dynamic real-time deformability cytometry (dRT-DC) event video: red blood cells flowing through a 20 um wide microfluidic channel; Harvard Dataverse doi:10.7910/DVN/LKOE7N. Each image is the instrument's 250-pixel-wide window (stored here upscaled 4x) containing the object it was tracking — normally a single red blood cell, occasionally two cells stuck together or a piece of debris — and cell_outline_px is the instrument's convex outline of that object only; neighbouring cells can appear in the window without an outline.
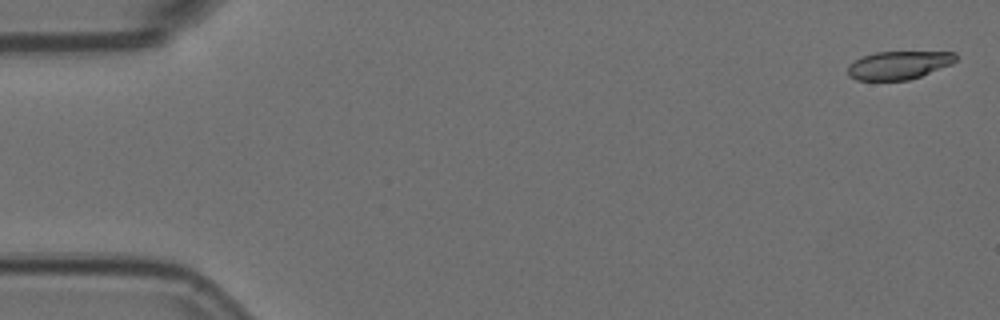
{"species": "Egyptian fruit bat (a non-hibernating species)", "species_latin": "Rousettus aegyptiacus", "temperature_condition": "room temperature", "stored_images_in_passage": 5, "camera_frame_rate_fps": 3000, "um_per_image_px": 0.085, "animal": {"sex": "female"}, "frame": {"image": 1, "passage_image": 1, "time_ms": 0.0, "image_size_px": [1000, 320], "cell_outline_px": [[956, 60], [952, 64], [920, 76], [908, 80], [856, 80], [848, 76], [848, 64], [864, 56], [876, 52], [956, 52]], "centroid_in_image_um": [76.38, 5.54], "position_along_channel_um": 8.6, "area_um2": 17.63}}
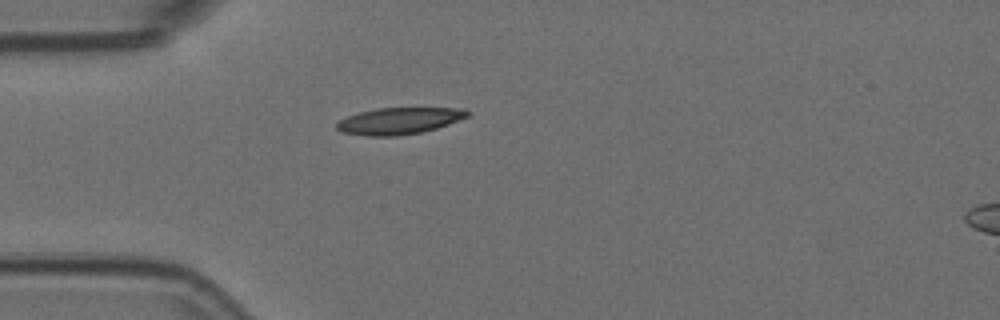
{"frame": {"image": 2, "passage_image": 5, "time_ms": 1.333, "image_size_px": [1000, 320], "cell_outline_px": [[472, 112], [468, 116], [448, 124], [436, 128], [420, 132], [396, 136], [364, 136], [340, 132], [336, 128], [336, 124], [340, 120], [348, 116], [360, 112], [380, 108], [464, 108]], "centroid_in_image_um": [33.92, 10.28], "position_along_channel_um": 51.1, "area_um2": 20.23}}